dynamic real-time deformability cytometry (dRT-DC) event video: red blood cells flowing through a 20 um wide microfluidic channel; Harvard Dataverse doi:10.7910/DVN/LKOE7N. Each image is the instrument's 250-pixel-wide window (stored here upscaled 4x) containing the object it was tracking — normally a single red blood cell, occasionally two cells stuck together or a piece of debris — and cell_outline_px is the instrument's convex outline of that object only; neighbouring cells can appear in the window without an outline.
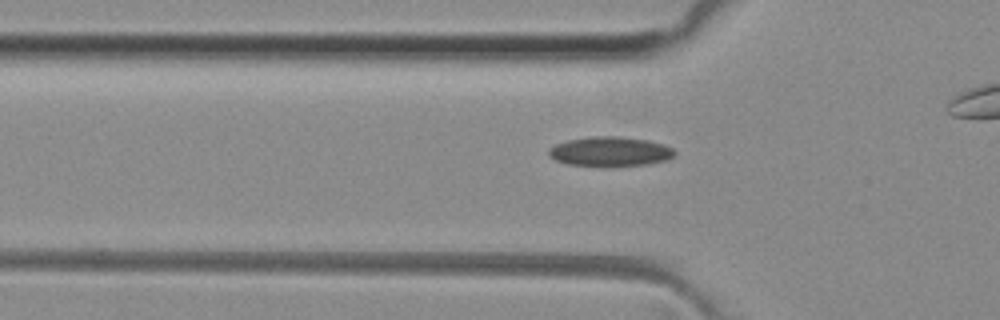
{"species": "common noctule bat (a hibernating species)", "species_latin": "Nyctalus noctula", "temperature_condition": "room temperature", "stored_images_in_passage": 35, "camera_frame_rate_fps": 3000, "um_per_image_px": 0.085, "animal": {"sex": "female", "body_mass_g": 29.2, "forearm_length_mm": 56.3}, "frame": {"image": 1, "passage_image": 11, "time_ms": 3.333, "image_size_px": [1000, 320], "cell_outline_px": [[676, 152], [672, 156], [664, 160], [644, 164], [604, 168], [568, 164], [556, 160], [548, 156], [548, 148], [556, 144], [568, 140], [592, 136], [616, 136], [648, 140], [664, 144], [672, 148]], "centroid_in_image_um": [51.81, 12.89], "position_along_channel_um": 74.0, "area_um2": 21.96}}
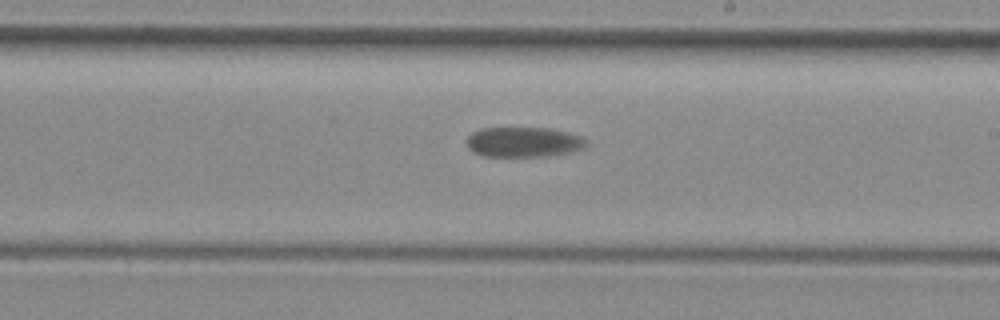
{"frame": {"image": 2, "passage_image": 24, "time_ms": 7.667, "image_size_px": [1000, 320], "cell_outline_px": [[588, 144], [572, 152], [548, 156], [480, 156], [472, 152], [468, 148], [468, 136], [472, 132], [480, 128], [552, 128], [584, 136], [588, 140]], "centroid_in_image_um": [44.53, 12.07], "position_along_channel_um": 244.5, "area_um2": 21.21}}
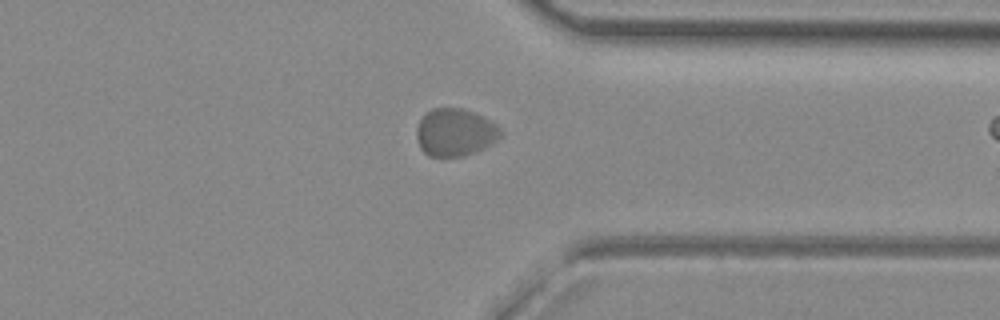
{"frame": {"image": 3, "passage_image": 34, "time_ms": 11.0, "image_size_px": [1000, 320], "cell_outline_px": [[500, 136], [492, 144], [484, 148], [464, 156], [428, 156], [420, 148], [416, 136], [416, 128], [420, 120], [432, 108], [464, 108], [476, 112], [492, 120], [500, 128]], "centroid_in_image_um": [38.69, 11.24], "position_along_channel_um": 372.7, "area_um2": 23.41}}